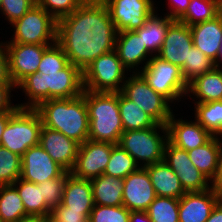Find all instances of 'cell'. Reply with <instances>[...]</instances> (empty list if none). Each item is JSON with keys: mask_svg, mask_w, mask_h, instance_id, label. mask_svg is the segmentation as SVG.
Here are the masks:
<instances>
[{"mask_svg": "<svg viewBox=\"0 0 222 222\" xmlns=\"http://www.w3.org/2000/svg\"><path fill=\"white\" fill-rule=\"evenodd\" d=\"M212 189H222V141L219 155L218 167L215 177L210 182Z\"/></svg>", "mask_w": 222, "mask_h": 222, "instance_id": "cell-47", "label": "cell"}, {"mask_svg": "<svg viewBox=\"0 0 222 222\" xmlns=\"http://www.w3.org/2000/svg\"><path fill=\"white\" fill-rule=\"evenodd\" d=\"M66 170L56 163L38 144L30 147L21 157V179L36 184L60 177Z\"/></svg>", "mask_w": 222, "mask_h": 222, "instance_id": "cell-15", "label": "cell"}, {"mask_svg": "<svg viewBox=\"0 0 222 222\" xmlns=\"http://www.w3.org/2000/svg\"><path fill=\"white\" fill-rule=\"evenodd\" d=\"M163 160L178 176L185 192H203L211 188L210 180L191 162L186 150L167 141Z\"/></svg>", "mask_w": 222, "mask_h": 222, "instance_id": "cell-12", "label": "cell"}, {"mask_svg": "<svg viewBox=\"0 0 222 222\" xmlns=\"http://www.w3.org/2000/svg\"><path fill=\"white\" fill-rule=\"evenodd\" d=\"M44 217L42 215H28L20 218L17 222H44Z\"/></svg>", "mask_w": 222, "mask_h": 222, "instance_id": "cell-51", "label": "cell"}, {"mask_svg": "<svg viewBox=\"0 0 222 222\" xmlns=\"http://www.w3.org/2000/svg\"><path fill=\"white\" fill-rule=\"evenodd\" d=\"M146 212L152 222H179V199L156 196Z\"/></svg>", "mask_w": 222, "mask_h": 222, "instance_id": "cell-34", "label": "cell"}, {"mask_svg": "<svg viewBox=\"0 0 222 222\" xmlns=\"http://www.w3.org/2000/svg\"><path fill=\"white\" fill-rule=\"evenodd\" d=\"M217 17L222 21V0H217Z\"/></svg>", "mask_w": 222, "mask_h": 222, "instance_id": "cell-54", "label": "cell"}, {"mask_svg": "<svg viewBox=\"0 0 222 222\" xmlns=\"http://www.w3.org/2000/svg\"><path fill=\"white\" fill-rule=\"evenodd\" d=\"M12 185L17 189L29 215L47 216L51 214V210L44 203L39 184L19 178Z\"/></svg>", "mask_w": 222, "mask_h": 222, "instance_id": "cell-30", "label": "cell"}, {"mask_svg": "<svg viewBox=\"0 0 222 222\" xmlns=\"http://www.w3.org/2000/svg\"><path fill=\"white\" fill-rule=\"evenodd\" d=\"M0 86H14L9 75L8 55L3 42H0Z\"/></svg>", "mask_w": 222, "mask_h": 222, "instance_id": "cell-44", "label": "cell"}, {"mask_svg": "<svg viewBox=\"0 0 222 222\" xmlns=\"http://www.w3.org/2000/svg\"><path fill=\"white\" fill-rule=\"evenodd\" d=\"M121 92L158 124L167 125L173 113L170 102L152 89L139 73L130 74V77L124 82Z\"/></svg>", "mask_w": 222, "mask_h": 222, "instance_id": "cell-10", "label": "cell"}, {"mask_svg": "<svg viewBox=\"0 0 222 222\" xmlns=\"http://www.w3.org/2000/svg\"><path fill=\"white\" fill-rule=\"evenodd\" d=\"M61 204L71 210L81 211L84 215H90L95 205L90 180L74 177L70 173L66 177Z\"/></svg>", "mask_w": 222, "mask_h": 222, "instance_id": "cell-22", "label": "cell"}, {"mask_svg": "<svg viewBox=\"0 0 222 222\" xmlns=\"http://www.w3.org/2000/svg\"><path fill=\"white\" fill-rule=\"evenodd\" d=\"M21 176V156L0 146V185H12Z\"/></svg>", "mask_w": 222, "mask_h": 222, "instance_id": "cell-37", "label": "cell"}, {"mask_svg": "<svg viewBox=\"0 0 222 222\" xmlns=\"http://www.w3.org/2000/svg\"><path fill=\"white\" fill-rule=\"evenodd\" d=\"M35 109L44 127L63 133L80 145L89 139L85 90L79 97L44 100Z\"/></svg>", "mask_w": 222, "mask_h": 222, "instance_id": "cell-3", "label": "cell"}, {"mask_svg": "<svg viewBox=\"0 0 222 222\" xmlns=\"http://www.w3.org/2000/svg\"><path fill=\"white\" fill-rule=\"evenodd\" d=\"M195 120L213 136L222 137V100L195 103Z\"/></svg>", "mask_w": 222, "mask_h": 222, "instance_id": "cell-32", "label": "cell"}, {"mask_svg": "<svg viewBox=\"0 0 222 222\" xmlns=\"http://www.w3.org/2000/svg\"><path fill=\"white\" fill-rule=\"evenodd\" d=\"M130 211L120 206L94 205L89 222H129Z\"/></svg>", "mask_w": 222, "mask_h": 222, "instance_id": "cell-40", "label": "cell"}, {"mask_svg": "<svg viewBox=\"0 0 222 222\" xmlns=\"http://www.w3.org/2000/svg\"><path fill=\"white\" fill-rule=\"evenodd\" d=\"M216 194L217 205L222 208V189H213Z\"/></svg>", "mask_w": 222, "mask_h": 222, "instance_id": "cell-53", "label": "cell"}, {"mask_svg": "<svg viewBox=\"0 0 222 222\" xmlns=\"http://www.w3.org/2000/svg\"><path fill=\"white\" fill-rule=\"evenodd\" d=\"M117 32L135 31L156 11L153 0H102ZM156 8V9H155Z\"/></svg>", "mask_w": 222, "mask_h": 222, "instance_id": "cell-11", "label": "cell"}, {"mask_svg": "<svg viewBox=\"0 0 222 222\" xmlns=\"http://www.w3.org/2000/svg\"><path fill=\"white\" fill-rule=\"evenodd\" d=\"M190 93L198 99L194 103L222 100V68L196 76L188 83L187 97Z\"/></svg>", "mask_w": 222, "mask_h": 222, "instance_id": "cell-25", "label": "cell"}, {"mask_svg": "<svg viewBox=\"0 0 222 222\" xmlns=\"http://www.w3.org/2000/svg\"><path fill=\"white\" fill-rule=\"evenodd\" d=\"M51 215L60 222H89L90 215H84L81 211L71 210L59 204L51 211Z\"/></svg>", "mask_w": 222, "mask_h": 222, "instance_id": "cell-43", "label": "cell"}, {"mask_svg": "<svg viewBox=\"0 0 222 222\" xmlns=\"http://www.w3.org/2000/svg\"><path fill=\"white\" fill-rule=\"evenodd\" d=\"M89 117V140L118 144L124 132L119 112V92L85 90Z\"/></svg>", "mask_w": 222, "mask_h": 222, "instance_id": "cell-4", "label": "cell"}, {"mask_svg": "<svg viewBox=\"0 0 222 222\" xmlns=\"http://www.w3.org/2000/svg\"><path fill=\"white\" fill-rule=\"evenodd\" d=\"M193 45L207 57L216 60L222 37V21L215 17L202 23L190 26Z\"/></svg>", "mask_w": 222, "mask_h": 222, "instance_id": "cell-23", "label": "cell"}, {"mask_svg": "<svg viewBox=\"0 0 222 222\" xmlns=\"http://www.w3.org/2000/svg\"><path fill=\"white\" fill-rule=\"evenodd\" d=\"M119 112L124 131L147 129L158 124L121 91L119 92Z\"/></svg>", "mask_w": 222, "mask_h": 222, "instance_id": "cell-29", "label": "cell"}, {"mask_svg": "<svg viewBox=\"0 0 222 222\" xmlns=\"http://www.w3.org/2000/svg\"><path fill=\"white\" fill-rule=\"evenodd\" d=\"M112 143L87 140L79 146L75 165L70 173L80 179L91 180L104 174L110 159Z\"/></svg>", "mask_w": 222, "mask_h": 222, "instance_id": "cell-14", "label": "cell"}, {"mask_svg": "<svg viewBox=\"0 0 222 222\" xmlns=\"http://www.w3.org/2000/svg\"><path fill=\"white\" fill-rule=\"evenodd\" d=\"M139 167L135 159L119 144H112L110 159L104 174L124 179Z\"/></svg>", "mask_w": 222, "mask_h": 222, "instance_id": "cell-33", "label": "cell"}, {"mask_svg": "<svg viewBox=\"0 0 222 222\" xmlns=\"http://www.w3.org/2000/svg\"><path fill=\"white\" fill-rule=\"evenodd\" d=\"M217 204L215 191L186 192L179 198V222H206Z\"/></svg>", "mask_w": 222, "mask_h": 222, "instance_id": "cell-20", "label": "cell"}, {"mask_svg": "<svg viewBox=\"0 0 222 222\" xmlns=\"http://www.w3.org/2000/svg\"><path fill=\"white\" fill-rule=\"evenodd\" d=\"M216 68H222L220 63L222 64V37H221V45L219 47V51L216 57V60L214 61Z\"/></svg>", "mask_w": 222, "mask_h": 222, "instance_id": "cell-52", "label": "cell"}, {"mask_svg": "<svg viewBox=\"0 0 222 222\" xmlns=\"http://www.w3.org/2000/svg\"><path fill=\"white\" fill-rule=\"evenodd\" d=\"M44 222H60L54 218L51 214L44 217Z\"/></svg>", "mask_w": 222, "mask_h": 222, "instance_id": "cell-55", "label": "cell"}, {"mask_svg": "<svg viewBox=\"0 0 222 222\" xmlns=\"http://www.w3.org/2000/svg\"><path fill=\"white\" fill-rule=\"evenodd\" d=\"M11 25L14 34L9 42L38 45L57 42V21L38 4Z\"/></svg>", "mask_w": 222, "mask_h": 222, "instance_id": "cell-9", "label": "cell"}, {"mask_svg": "<svg viewBox=\"0 0 222 222\" xmlns=\"http://www.w3.org/2000/svg\"><path fill=\"white\" fill-rule=\"evenodd\" d=\"M84 1L85 0H37V4L58 21L70 15Z\"/></svg>", "mask_w": 222, "mask_h": 222, "instance_id": "cell-41", "label": "cell"}, {"mask_svg": "<svg viewBox=\"0 0 222 222\" xmlns=\"http://www.w3.org/2000/svg\"><path fill=\"white\" fill-rule=\"evenodd\" d=\"M14 112L15 111H8V112H1L0 113V146H1V137H2V134L4 132V129H5L6 125H7V122L11 118V115Z\"/></svg>", "mask_w": 222, "mask_h": 222, "instance_id": "cell-49", "label": "cell"}, {"mask_svg": "<svg viewBox=\"0 0 222 222\" xmlns=\"http://www.w3.org/2000/svg\"><path fill=\"white\" fill-rule=\"evenodd\" d=\"M15 89V86H0V113L8 111H16L19 106L13 105L11 102V90Z\"/></svg>", "mask_w": 222, "mask_h": 222, "instance_id": "cell-46", "label": "cell"}, {"mask_svg": "<svg viewBox=\"0 0 222 222\" xmlns=\"http://www.w3.org/2000/svg\"><path fill=\"white\" fill-rule=\"evenodd\" d=\"M117 33L102 0H85L57 21V43L69 63L82 72L99 56L115 49Z\"/></svg>", "mask_w": 222, "mask_h": 222, "instance_id": "cell-1", "label": "cell"}, {"mask_svg": "<svg viewBox=\"0 0 222 222\" xmlns=\"http://www.w3.org/2000/svg\"><path fill=\"white\" fill-rule=\"evenodd\" d=\"M217 17V0H190L186 13L178 20L193 26Z\"/></svg>", "mask_w": 222, "mask_h": 222, "instance_id": "cell-35", "label": "cell"}, {"mask_svg": "<svg viewBox=\"0 0 222 222\" xmlns=\"http://www.w3.org/2000/svg\"><path fill=\"white\" fill-rule=\"evenodd\" d=\"M16 88L22 89L29 100L19 108H36L48 99L74 98L83 94V72L69 63L57 73H33L24 78Z\"/></svg>", "mask_w": 222, "mask_h": 222, "instance_id": "cell-2", "label": "cell"}, {"mask_svg": "<svg viewBox=\"0 0 222 222\" xmlns=\"http://www.w3.org/2000/svg\"><path fill=\"white\" fill-rule=\"evenodd\" d=\"M155 11L145 22V24L135 31L141 36L143 44L154 56L160 51L169 26L174 22L167 16H158ZM156 53V54H155Z\"/></svg>", "mask_w": 222, "mask_h": 222, "instance_id": "cell-28", "label": "cell"}, {"mask_svg": "<svg viewBox=\"0 0 222 222\" xmlns=\"http://www.w3.org/2000/svg\"><path fill=\"white\" fill-rule=\"evenodd\" d=\"M141 68L138 73L147 84L170 103L179 99L181 101V98L187 96L188 83L183 78L182 71L178 66L155 55L145 67Z\"/></svg>", "mask_w": 222, "mask_h": 222, "instance_id": "cell-7", "label": "cell"}, {"mask_svg": "<svg viewBox=\"0 0 222 222\" xmlns=\"http://www.w3.org/2000/svg\"><path fill=\"white\" fill-rule=\"evenodd\" d=\"M129 222H152L146 211H130Z\"/></svg>", "mask_w": 222, "mask_h": 222, "instance_id": "cell-48", "label": "cell"}, {"mask_svg": "<svg viewBox=\"0 0 222 222\" xmlns=\"http://www.w3.org/2000/svg\"><path fill=\"white\" fill-rule=\"evenodd\" d=\"M116 50L95 59L83 71L84 90L92 92H120L127 78Z\"/></svg>", "mask_w": 222, "mask_h": 222, "instance_id": "cell-8", "label": "cell"}, {"mask_svg": "<svg viewBox=\"0 0 222 222\" xmlns=\"http://www.w3.org/2000/svg\"><path fill=\"white\" fill-rule=\"evenodd\" d=\"M37 0H2L0 3L1 14L5 15L9 24L20 19L28 10H30Z\"/></svg>", "mask_w": 222, "mask_h": 222, "instance_id": "cell-42", "label": "cell"}, {"mask_svg": "<svg viewBox=\"0 0 222 222\" xmlns=\"http://www.w3.org/2000/svg\"><path fill=\"white\" fill-rule=\"evenodd\" d=\"M123 203L129 211H147L156 193L145 167H139L123 179Z\"/></svg>", "mask_w": 222, "mask_h": 222, "instance_id": "cell-16", "label": "cell"}, {"mask_svg": "<svg viewBox=\"0 0 222 222\" xmlns=\"http://www.w3.org/2000/svg\"><path fill=\"white\" fill-rule=\"evenodd\" d=\"M214 68V61L193 45L181 71L183 78L189 83L196 76L212 71Z\"/></svg>", "mask_w": 222, "mask_h": 222, "instance_id": "cell-36", "label": "cell"}, {"mask_svg": "<svg viewBox=\"0 0 222 222\" xmlns=\"http://www.w3.org/2000/svg\"><path fill=\"white\" fill-rule=\"evenodd\" d=\"M9 75L16 87L29 74L36 73L44 51L52 44H22L5 42Z\"/></svg>", "mask_w": 222, "mask_h": 222, "instance_id": "cell-13", "label": "cell"}, {"mask_svg": "<svg viewBox=\"0 0 222 222\" xmlns=\"http://www.w3.org/2000/svg\"><path fill=\"white\" fill-rule=\"evenodd\" d=\"M39 145L66 171L70 172L73 169L79 151V143L59 131L42 126Z\"/></svg>", "mask_w": 222, "mask_h": 222, "instance_id": "cell-19", "label": "cell"}, {"mask_svg": "<svg viewBox=\"0 0 222 222\" xmlns=\"http://www.w3.org/2000/svg\"><path fill=\"white\" fill-rule=\"evenodd\" d=\"M69 64L68 57L56 42L43 53L37 73H57Z\"/></svg>", "mask_w": 222, "mask_h": 222, "instance_id": "cell-38", "label": "cell"}, {"mask_svg": "<svg viewBox=\"0 0 222 222\" xmlns=\"http://www.w3.org/2000/svg\"><path fill=\"white\" fill-rule=\"evenodd\" d=\"M166 126L168 141L174 146L186 151L203 146L213 137V135L196 120L193 122L187 121V119L185 121L182 118L175 119L173 113Z\"/></svg>", "mask_w": 222, "mask_h": 222, "instance_id": "cell-18", "label": "cell"}, {"mask_svg": "<svg viewBox=\"0 0 222 222\" xmlns=\"http://www.w3.org/2000/svg\"><path fill=\"white\" fill-rule=\"evenodd\" d=\"M94 204L120 206L123 203V179L102 174L90 180Z\"/></svg>", "mask_w": 222, "mask_h": 222, "instance_id": "cell-26", "label": "cell"}, {"mask_svg": "<svg viewBox=\"0 0 222 222\" xmlns=\"http://www.w3.org/2000/svg\"><path fill=\"white\" fill-rule=\"evenodd\" d=\"M69 174L70 172L65 171L60 177L48 179L39 184L41 186L42 197H44V203L51 211L62 203L66 177Z\"/></svg>", "mask_w": 222, "mask_h": 222, "instance_id": "cell-39", "label": "cell"}, {"mask_svg": "<svg viewBox=\"0 0 222 222\" xmlns=\"http://www.w3.org/2000/svg\"><path fill=\"white\" fill-rule=\"evenodd\" d=\"M191 47L193 37L190 26L174 21L167 29L162 47L156 56L181 69Z\"/></svg>", "mask_w": 222, "mask_h": 222, "instance_id": "cell-17", "label": "cell"}, {"mask_svg": "<svg viewBox=\"0 0 222 222\" xmlns=\"http://www.w3.org/2000/svg\"><path fill=\"white\" fill-rule=\"evenodd\" d=\"M145 168L150 176L156 196L179 199L186 193L178 176L164 160L148 165Z\"/></svg>", "mask_w": 222, "mask_h": 222, "instance_id": "cell-24", "label": "cell"}, {"mask_svg": "<svg viewBox=\"0 0 222 222\" xmlns=\"http://www.w3.org/2000/svg\"><path fill=\"white\" fill-rule=\"evenodd\" d=\"M115 50L118 54L122 65L130 72L136 67L132 73H138L137 67L143 64L145 67L148 61L154 56L147 50L143 44L141 36L136 31H121L117 33ZM150 58H146L148 56ZM145 60H147L145 62ZM143 61L145 63H143ZM145 64V65H144ZM132 69V70H131Z\"/></svg>", "mask_w": 222, "mask_h": 222, "instance_id": "cell-21", "label": "cell"}, {"mask_svg": "<svg viewBox=\"0 0 222 222\" xmlns=\"http://www.w3.org/2000/svg\"><path fill=\"white\" fill-rule=\"evenodd\" d=\"M42 126L35 108H18L7 122L1 146L22 157L30 147L39 144Z\"/></svg>", "mask_w": 222, "mask_h": 222, "instance_id": "cell-5", "label": "cell"}, {"mask_svg": "<svg viewBox=\"0 0 222 222\" xmlns=\"http://www.w3.org/2000/svg\"><path fill=\"white\" fill-rule=\"evenodd\" d=\"M28 215L17 189L13 185H0V222H17Z\"/></svg>", "mask_w": 222, "mask_h": 222, "instance_id": "cell-31", "label": "cell"}, {"mask_svg": "<svg viewBox=\"0 0 222 222\" xmlns=\"http://www.w3.org/2000/svg\"><path fill=\"white\" fill-rule=\"evenodd\" d=\"M221 150V138L213 136L203 146L187 151L191 162L211 182L215 177Z\"/></svg>", "mask_w": 222, "mask_h": 222, "instance_id": "cell-27", "label": "cell"}, {"mask_svg": "<svg viewBox=\"0 0 222 222\" xmlns=\"http://www.w3.org/2000/svg\"><path fill=\"white\" fill-rule=\"evenodd\" d=\"M160 130L164 135H160ZM167 141V126L157 124L147 129L124 131L118 144L135 159L138 165L141 163L140 167H146L163 160Z\"/></svg>", "mask_w": 222, "mask_h": 222, "instance_id": "cell-6", "label": "cell"}, {"mask_svg": "<svg viewBox=\"0 0 222 222\" xmlns=\"http://www.w3.org/2000/svg\"><path fill=\"white\" fill-rule=\"evenodd\" d=\"M170 12L166 15L174 21H178L185 13L190 4V0H168Z\"/></svg>", "mask_w": 222, "mask_h": 222, "instance_id": "cell-45", "label": "cell"}, {"mask_svg": "<svg viewBox=\"0 0 222 222\" xmlns=\"http://www.w3.org/2000/svg\"><path fill=\"white\" fill-rule=\"evenodd\" d=\"M206 222H222V208L216 204Z\"/></svg>", "mask_w": 222, "mask_h": 222, "instance_id": "cell-50", "label": "cell"}]
</instances>
